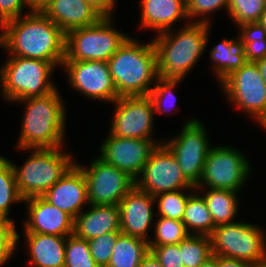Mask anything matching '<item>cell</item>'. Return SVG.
Returning a JSON list of instances; mask_svg holds the SVG:
<instances>
[{
	"label": "cell",
	"instance_id": "6da1fadb",
	"mask_svg": "<svg viewBox=\"0 0 266 267\" xmlns=\"http://www.w3.org/2000/svg\"><path fill=\"white\" fill-rule=\"evenodd\" d=\"M0 30V45L9 55L62 65L66 33L41 10H31L5 23Z\"/></svg>",
	"mask_w": 266,
	"mask_h": 267
},
{
	"label": "cell",
	"instance_id": "7a4b0ae2",
	"mask_svg": "<svg viewBox=\"0 0 266 267\" xmlns=\"http://www.w3.org/2000/svg\"><path fill=\"white\" fill-rule=\"evenodd\" d=\"M204 18L198 17L175 34L168 30L153 39L158 75L163 80L181 81L201 58L210 31L209 20Z\"/></svg>",
	"mask_w": 266,
	"mask_h": 267
},
{
	"label": "cell",
	"instance_id": "3957f363",
	"mask_svg": "<svg viewBox=\"0 0 266 267\" xmlns=\"http://www.w3.org/2000/svg\"><path fill=\"white\" fill-rule=\"evenodd\" d=\"M58 88L48 95L16 102L25 104L18 149L63 147L66 111Z\"/></svg>",
	"mask_w": 266,
	"mask_h": 267
},
{
	"label": "cell",
	"instance_id": "277c9868",
	"mask_svg": "<svg viewBox=\"0 0 266 267\" xmlns=\"http://www.w3.org/2000/svg\"><path fill=\"white\" fill-rule=\"evenodd\" d=\"M107 62L119 97L148 95L159 78L153 42L129 37Z\"/></svg>",
	"mask_w": 266,
	"mask_h": 267
},
{
	"label": "cell",
	"instance_id": "5b68a950",
	"mask_svg": "<svg viewBox=\"0 0 266 267\" xmlns=\"http://www.w3.org/2000/svg\"><path fill=\"white\" fill-rule=\"evenodd\" d=\"M0 68L2 97L9 102L50 94L57 87L50 77L56 66L44 60L11 56ZM3 91V92H2Z\"/></svg>",
	"mask_w": 266,
	"mask_h": 267
},
{
	"label": "cell",
	"instance_id": "8992f818",
	"mask_svg": "<svg viewBox=\"0 0 266 267\" xmlns=\"http://www.w3.org/2000/svg\"><path fill=\"white\" fill-rule=\"evenodd\" d=\"M33 150L21 167L12 163L16 184L25 199L42 196L75 163L70 153L62 148H41Z\"/></svg>",
	"mask_w": 266,
	"mask_h": 267
},
{
	"label": "cell",
	"instance_id": "52a82bcc",
	"mask_svg": "<svg viewBox=\"0 0 266 267\" xmlns=\"http://www.w3.org/2000/svg\"><path fill=\"white\" fill-rule=\"evenodd\" d=\"M113 17H102L97 23L66 33L64 61L107 62L129 38L113 25Z\"/></svg>",
	"mask_w": 266,
	"mask_h": 267
},
{
	"label": "cell",
	"instance_id": "ba28073f",
	"mask_svg": "<svg viewBox=\"0 0 266 267\" xmlns=\"http://www.w3.org/2000/svg\"><path fill=\"white\" fill-rule=\"evenodd\" d=\"M251 223L221 224L210 235L212 254L258 265L266 259L265 233Z\"/></svg>",
	"mask_w": 266,
	"mask_h": 267
},
{
	"label": "cell",
	"instance_id": "9c48e42d",
	"mask_svg": "<svg viewBox=\"0 0 266 267\" xmlns=\"http://www.w3.org/2000/svg\"><path fill=\"white\" fill-rule=\"evenodd\" d=\"M251 163L235 148L212 147L206 157L200 182L196 190L204 186L211 189L238 192L251 173Z\"/></svg>",
	"mask_w": 266,
	"mask_h": 267
},
{
	"label": "cell",
	"instance_id": "30bf717a",
	"mask_svg": "<svg viewBox=\"0 0 266 267\" xmlns=\"http://www.w3.org/2000/svg\"><path fill=\"white\" fill-rule=\"evenodd\" d=\"M219 84L238 109L255 118L259 125L266 120V83L256 62H247Z\"/></svg>",
	"mask_w": 266,
	"mask_h": 267
},
{
	"label": "cell",
	"instance_id": "8fae6325",
	"mask_svg": "<svg viewBox=\"0 0 266 267\" xmlns=\"http://www.w3.org/2000/svg\"><path fill=\"white\" fill-rule=\"evenodd\" d=\"M204 124L198 119L187 120L177 137L164 144L174 154L182 174L196 186L202 177L206 157L212 148Z\"/></svg>",
	"mask_w": 266,
	"mask_h": 267
},
{
	"label": "cell",
	"instance_id": "7c38bea8",
	"mask_svg": "<svg viewBox=\"0 0 266 267\" xmlns=\"http://www.w3.org/2000/svg\"><path fill=\"white\" fill-rule=\"evenodd\" d=\"M75 164L82 170L86 182L89 205H119V202L136 185L127 172L95 158L89 168Z\"/></svg>",
	"mask_w": 266,
	"mask_h": 267
},
{
	"label": "cell",
	"instance_id": "4fadbf2b",
	"mask_svg": "<svg viewBox=\"0 0 266 267\" xmlns=\"http://www.w3.org/2000/svg\"><path fill=\"white\" fill-rule=\"evenodd\" d=\"M140 176L136 179V186L153 197L181 189L196 191L195 186L182 174L174 154L164 143L157 145L152 151Z\"/></svg>",
	"mask_w": 266,
	"mask_h": 267
},
{
	"label": "cell",
	"instance_id": "5bb4252c",
	"mask_svg": "<svg viewBox=\"0 0 266 267\" xmlns=\"http://www.w3.org/2000/svg\"><path fill=\"white\" fill-rule=\"evenodd\" d=\"M113 103L115 113L109 133L116 137L154 141L151 134L155 112L148 95L119 97Z\"/></svg>",
	"mask_w": 266,
	"mask_h": 267
},
{
	"label": "cell",
	"instance_id": "9a60e30c",
	"mask_svg": "<svg viewBox=\"0 0 266 267\" xmlns=\"http://www.w3.org/2000/svg\"><path fill=\"white\" fill-rule=\"evenodd\" d=\"M72 88L87 98L113 103L119 98L114 86L108 62L63 61Z\"/></svg>",
	"mask_w": 266,
	"mask_h": 267
},
{
	"label": "cell",
	"instance_id": "2e32d148",
	"mask_svg": "<svg viewBox=\"0 0 266 267\" xmlns=\"http://www.w3.org/2000/svg\"><path fill=\"white\" fill-rule=\"evenodd\" d=\"M162 143L150 139L116 137L110 133L101 144L99 157L136 180L152 151Z\"/></svg>",
	"mask_w": 266,
	"mask_h": 267
},
{
	"label": "cell",
	"instance_id": "e0dca14e",
	"mask_svg": "<svg viewBox=\"0 0 266 267\" xmlns=\"http://www.w3.org/2000/svg\"><path fill=\"white\" fill-rule=\"evenodd\" d=\"M155 204L152 195L135 185L119 202L122 234L149 241L147 230H150L149 228L154 223L153 216L156 214L153 212V206Z\"/></svg>",
	"mask_w": 266,
	"mask_h": 267
},
{
	"label": "cell",
	"instance_id": "ac0fdd59",
	"mask_svg": "<svg viewBox=\"0 0 266 267\" xmlns=\"http://www.w3.org/2000/svg\"><path fill=\"white\" fill-rule=\"evenodd\" d=\"M28 218L24 221L25 232L45 235L68 236L74 233V219L42 196L24 200Z\"/></svg>",
	"mask_w": 266,
	"mask_h": 267
},
{
	"label": "cell",
	"instance_id": "d6986e66",
	"mask_svg": "<svg viewBox=\"0 0 266 267\" xmlns=\"http://www.w3.org/2000/svg\"><path fill=\"white\" fill-rule=\"evenodd\" d=\"M42 197L75 219L83 206L89 205L87 182L82 170L74 163Z\"/></svg>",
	"mask_w": 266,
	"mask_h": 267
},
{
	"label": "cell",
	"instance_id": "ffe728a7",
	"mask_svg": "<svg viewBox=\"0 0 266 267\" xmlns=\"http://www.w3.org/2000/svg\"><path fill=\"white\" fill-rule=\"evenodd\" d=\"M41 11L65 33L93 25L103 17L85 0H51Z\"/></svg>",
	"mask_w": 266,
	"mask_h": 267
},
{
	"label": "cell",
	"instance_id": "44dd1931",
	"mask_svg": "<svg viewBox=\"0 0 266 267\" xmlns=\"http://www.w3.org/2000/svg\"><path fill=\"white\" fill-rule=\"evenodd\" d=\"M90 210L80 212L74 219V234L91 240L103 234L120 231L119 205H89Z\"/></svg>",
	"mask_w": 266,
	"mask_h": 267
},
{
	"label": "cell",
	"instance_id": "7402d4cb",
	"mask_svg": "<svg viewBox=\"0 0 266 267\" xmlns=\"http://www.w3.org/2000/svg\"><path fill=\"white\" fill-rule=\"evenodd\" d=\"M141 26L160 34L177 20L188 19L185 0H140Z\"/></svg>",
	"mask_w": 266,
	"mask_h": 267
},
{
	"label": "cell",
	"instance_id": "603a6c76",
	"mask_svg": "<svg viewBox=\"0 0 266 267\" xmlns=\"http://www.w3.org/2000/svg\"><path fill=\"white\" fill-rule=\"evenodd\" d=\"M33 267H65L66 236L25 232Z\"/></svg>",
	"mask_w": 266,
	"mask_h": 267
},
{
	"label": "cell",
	"instance_id": "cb8c5ba5",
	"mask_svg": "<svg viewBox=\"0 0 266 267\" xmlns=\"http://www.w3.org/2000/svg\"><path fill=\"white\" fill-rule=\"evenodd\" d=\"M210 58L214 61V75L220 83L247 63L244 44L238 36L231 40L224 39L214 46L210 51Z\"/></svg>",
	"mask_w": 266,
	"mask_h": 267
},
{
	"label": "cell",
	"instance_id": "d4e9b609",
	"mask_svg": "<svg viewBox=\"0 0 266 267\" xmlns=\"http://www.w3.org/2000/svg\"><path fill=\"white\" fill-rule=\"evenodd\" d=\"M149 252L148 241L121 233L107 267H138Z\"/></svg>",
	"mask_w": 266,
	"mask_h": 267
},
{
	"label": "cell",
	"instance_id": "484cf974",
	"mask_svg": "<svg viewBox=\"0 0 266 267\" xmlns=\"http://www.w3.org/2000/svg\"><path fill=\"white\" fill-rule=\"evenodd\" d=\"M203 194L202 196L215 226L235 223V220L233 222L232 219H234L239 209L237 192L208 188Z\"/></svg>",
	"mask_w": 266,
	"mask_h": 267
},
{
	"label": "cell",
	"instance_id": "4316f807",
	"mask_svg": "<svg viewBox=\"0 0 266 267\" xmlns=\"http://www.w3.org/2000/svg\"><path fill=\"white\" fill-rule=\"evenodd\" d=\"M182 222L187 232L193 235L210 236L216 227L203 196L196 193L188 197Z\"/></svg>",
	"mask_w": 266,
	"mask_h": 267
},
{
	"label": "cell",
	"instance_id": "83f0119b",
	"mask_svg": "<svg viewBox=\"0 0 266 267\" xmlns=\"http://www.w3.org/2000/svg\"><path fill=\"white\" fill-rule=\"evenodd\" d=\"M23 201L16 184L12 161L0 155V216L10 218L11 205Z\"/></svg>",
	"mask_w": 266,
	"mask_h": 267
},
{
	"label": "cell",
	"instance_id": "f1b7e54d",
	"mask_svg": "<svg viewBox=\"0 0 266 267\" xmlns=\"http://www.w3.org/2000/svg\"><path fill=\"white\" fill-rule=\"evenodd\" d=\"M178 244L184 267H199L213 256L210 236L189 234Z\"/></svg>",
	"mask_w": 266,
	"mask_h": 267
},
{
	"label": "cell",
	"instance_id": "f546056e",
	"mask_svg": "<svg viewBox=\"0 0 266 267\" xmlns=\"http://www.w3.org/2000/svg\"><path fill=\"white\" fill-rule=\"evenodd\" d=\"M247 62H257L266 57V30L259 22L239 25Z\"/></svg>",
	"mask_w": 266,
	"mask_h": 267
},
{
	"label": "cell",
	"instance_id": "4dcf8cb0",
	"mask_svg": "<svg viewBox=\"0 0 266 267\" xmlns=\"http://www.w3.org/2000/svg\"><path fill=\"white\" fill-rule=\"evenodd\" d=\"M159 217L155 225V239H149V246L178 244L189 235L182 221Z\"/></svg>",
	"mask_w": 266,
	"mask_h": 267
},
{
	"label": "cell",
	"instance_id": "1f68e13d",
	"mask_svg": "<svg viewBox=\"0 0 266 267\" xmlns=\"http://www.w3.org/2000/svg\"><path fill=\"white\" fill-rule=\"evenodd\" d=\"M65 267H99L91 256L87 240L74 233L66 236Z\"/></svg>",
	"mask_w": 266,
	"mask_h": 267
},
{
	"label": "cell",
	"instance_id": "d6a6232c",
	"mask_svg": "<svg viewBox=\"0 0 266 267\" xmlns=\"http://www.w3.org/2000/svg\"><path fill=\"white\" fill-rule=\"evenodd\" d=\"M265 9L266 0H229L228 15L239 26L258 22Z\"/></svg>",
	"mask_w": 266,
	"mask_h": 267
},
{
	"label": "cell",
	"instance_id": "836d02e7",
	"mask_svg": "<svg viewBox=\"0 0 266 267\" xmlns=\"http://www.w3.org/2000/svg\"><path fill=\"white\" fill-rule=\"evenodd\" d=\"M189 189H181L173 192H166L164 194L154 197L155 202H158L157 216H161L168 219H175L182 221L185 211V206L190 196L184 194L183 191ZM158 200V201H157Z\"/></svg>",
	"mask_w": 266,
	"mask_h": 267
},
{
	"label": "cell",
	"instance_id": "e575fe53",
	"mask_svg": "<svg viewBox=\"0 0 266 267\" xmlns=\"http://www.w3.org/2000/svg\"><path fill=\"white\" fill-rule=\"evenodd\" d=\"M178 83L179 81L163 80L161 77L155 81V85H153L154 87L148 94L152 101L154 112L161 114L166 113L171 109L173 110L176 96L173 94L172 90ZM166 104L170 105L167 106Z\"/></svg>",
	"mask_w": 266,
	"mask_h": 267
},
{
	"label": "cell",
	"instance_id": "d590c367",
	"mask_svg": "<svg viewBox=\"0 0 266 267\" xmlns=\"http://www.w3.org/2000/svg\"><path fill=\"white\" fill-rule=\"evenodd\" d=\"M121 231H113L88 240L91 256L99 267H107Z\"/></svg>",
	"mask_w": 266,
	"mask_h": 267
},
{
	"label": "cell",
	"instance_id": "8d00e7d4",
	"mask_svg": "<svg viewBox=\"0 0 266 267\" xmlns=\"http://www.w3.org/2000/svg\"><path fill=\"white\" fill-rule=\"evenodd\" d=\"M226 8L228 12L229 0H186V12L188 18L208 16L218 9Z\"/></svg>",
	"mask_w": 266,
	"mask_h": 267
},
{
	"label": "cell",
	"instance_id": "74e56055",
	"mask_svg": "<svg viewBox=\"0 0 266 267\" xmlns=\"http://www.w3.org/2000/svg\"><path fill=\"white\" fill-rule=\"evenodd\" d=\"M162 267H184L179 244L149 246Z\"/></svg>",
	"mask_w": 266,
	"mask_h": 267
},
{
	"label": "cell",
	"instance_id": "f35d334b",
	"mask_svg": "<svg viewBox=\"0 0 266 267\" xmlns=\"http://www.w3.org/2000/svg\"><path fill=\"white\" fill-rule=\"evenodd\" d=\"M29 7L28 0H0V28L7 22L23 16V7Z\"/></svg>",
	"mask_w": 266,
	"mask_h": 267
},
{
	"label": "cell",
	"instance_id": "ab89813d",
	"mask_svg": "<svg viewBox=\"0 0 266 267\" xmlns=\"http://www.w3.org/2000/svg\"><path fill=\"white\" fill-rule=\"evenodd\" d=\"M19 237L14 220L0 216V243H19Z\"/></svg>",
	"mask_w": 266,
	"mask_h": 267
},
{
	"label": "cell",
	"instance_id": "60d3db41",
	"mask_svg": "<svg viewBox=\"0 0 266 267\" xmlns=\"http://www.w3.org/2000/svg\"><path fill=\"white\" fill-rule=\"evenodd\" d=\"M94 7L103 17H112L116 0H85ZM114 8V9H113Z\"/></svg>",
	"mask_w": 266,
	"mask_h": 267
},
{
	"label": "cell",
	"instance_id": "b9f144b4",
	"mask_svg": "<svg viewBox=\"0 0 266 267\" xmlns=\"http://www.w3.org/2000/svg\"><path fill=\"white\" fill-rule=\"evenodd\" d=\"M18 243H0V266H3L14 255Z\"/></svg>",
	"mask_w": 266,
	"mask_h": 267
},
{
	"label": "cell",
	"instance_id": "7bdbcfd3",
	"mask_svg": "<svg viewBox=\"0 0 266 267\" xmlns=\"http://www.w3.org/2000/svg\"><path fill=\"white\" fill-rule=\"evenodd\" d=\"M218 267H256V266L246 261L218 256Z\"/></svg>",
	"mask_w": 266,
	"mask_h": 267
},
{
	"label": "cell",
	"instance_id": "ee69618b",
	"mask_svg": "<svg viewBox=\"0 0 266 267\" xmlns=\"http://www.w3.org/2000/svg\"><path fill=\"white\" fill-rule=\"evenodd\" d=\"M138 267H162L158 259L150 251L141 261Z\"/></svg>",
	"mask_w": 266,
	"mask_h": 267
},
{
	"label": "cell",
	"instance_id": "f6af8a7d",
	"mask_svg": "<svg viewBox=\"0 0 266 267\" xmlns=\"http://www.w3.org/2000/svg\"><path fill=\"white\" fill-rule=\"evenodd\" d=\"M51 0H28L30 10H41Z\"/></svg>",
	"mask_w": 266,
	"mask_h": 267
},
{
	"label": "cell",
	"instance_id": "bcb514c9",
	"mask_svg": "<svg viewBox=\"0 0 266 267\" xmlns=\"http://www.w3.org/2000/svg\"><path fill=\"white\" fill-rule=\"evenodd\" d=\"M256 64L259 68L262 78L264 79L266 83V57L264 59L258 60Z\"/></svg>",
	"mask_w": 266,
	"mask_h": 267
},
{
	"label": "cell",
	"instance_id": "7dc6e473",
	"mask_svg": "<svg viewBox=\"0 0 266 267\" xmlns=\"http://www.w3.org/2000/svg\"><path fill=\"white\" fill-rule=\"evenodd\" d=\"M199 267H218V255H213L206 262L202 263Z\"/></svg>",
	"mask_w": 266,
	"mask_h": 267
},
{
	"label": "cell",
	"instance_id": "c3c4849f",
	"mask_svg": "<svg viewBox=\"0 0 266 267\" xmlns=\"http://www.w3.org/2000/svg\"><path fill=\"white\" fill-rule=\"evenodd\" d=\"M263 28L266 30V9L264 10V12L262 13L260 20L258 21Z\"/></svg>",
	"mask_w": 266,
	"mask_h": 267
},
{
	"label": "cell",
	"instance_id": "681fc988",
	"mask_svg": "<svg viewBox=\"0 0 266 267\" xmlns=\"http://www.w3.org/2000/svg\"><path fill=\"white\" fill-rule=\"evenodd\" d=\"M256 267H266V259L261 261Z\"/></svg>",
	"mask_w": 266,
	"mask_h": 267
}]
</instances>
